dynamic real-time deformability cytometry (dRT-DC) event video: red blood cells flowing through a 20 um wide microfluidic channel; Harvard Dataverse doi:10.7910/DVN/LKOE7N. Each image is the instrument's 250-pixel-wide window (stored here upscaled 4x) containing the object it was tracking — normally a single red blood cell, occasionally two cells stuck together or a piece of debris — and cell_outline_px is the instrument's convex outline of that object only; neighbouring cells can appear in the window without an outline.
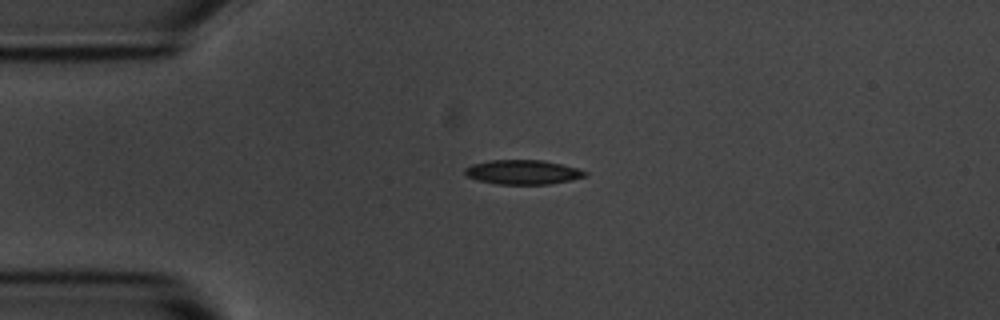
{"species": "common noctule bat (a hibernating species)", "species_latin": "Nyctalus noctula", "temperature_condition": "room temperature", "stored_images_in_passage": 42, "camera_frame_rate_fps": 3000, "um_per_image_px": 0.085, "animal": {"sex": "male", "body_mass_g": 20.1, "forearm_length_mm": 53.5}, "frame": {"image": 1, "passage_image": 1, "time_ms": 0.0, "image_size_px": [1000, 320], "cell_outline_px": [[588, 172], [584, 176], [572, 180], [548, 184], [496, 184], [476, 180], [468, 176], [464, 172], [464, 168], [472, 164], [488, 160], [544, 160], [576, 168]], "centroid_in_image_um": [44.4, 14.63], "position_along_channel_um": 40.6, "area_um2": 17.05}}
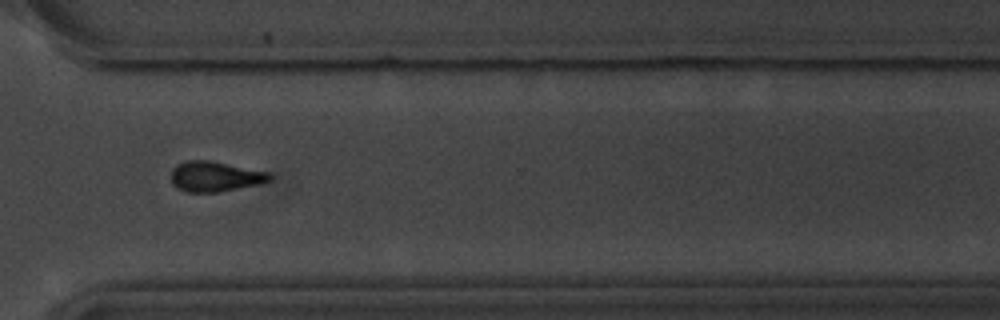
{"frame": {"image": 2, "passage_image": 28, "time_ms": 9.0, "image_size_px": [1000, 320], "cell_outline_px": [[272, 180], [256, 184], [220, 192], [188, 192], [172, 184], [172, 168], [176, 164], [188, 160], [208, 160], [268, 172], [272, 176]], "centroid_in_image_um": [18.26, 14.99], "position_along_channel_um": 352.3, "area_um2": 17.11}}
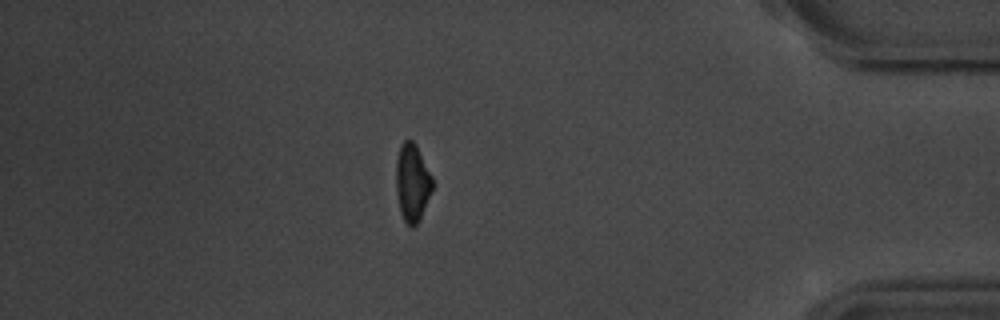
{"frame": {"image": 3, "passage_image": 35, "time_ms": 11.333, "image_size_px": [1000, 320], "cell_outline_px": [[432, 192], [420, 220], [412, 228], [404, 220], [400, 212], [396, 192], [396, 160], [400, 144], [404, 140], [412, 140], [416, 144], [432, 176]], "centroid_in_image_um": [35.04, 15.52], "position_along_channel_um": 400.2, "area_um2": 16.65}, "authors_computed_cell_mechanics": {"area_um2": 17.2533, "velocity_mm_per_s": 3.7162, "shape_relaxation_time_tau1_ms": 3.0213, "shape_relaxation_time_tau2_ms": 6.2194, "deformation_change_tau1": 0.1197, "deformation_change_tau2": 0.1249}}